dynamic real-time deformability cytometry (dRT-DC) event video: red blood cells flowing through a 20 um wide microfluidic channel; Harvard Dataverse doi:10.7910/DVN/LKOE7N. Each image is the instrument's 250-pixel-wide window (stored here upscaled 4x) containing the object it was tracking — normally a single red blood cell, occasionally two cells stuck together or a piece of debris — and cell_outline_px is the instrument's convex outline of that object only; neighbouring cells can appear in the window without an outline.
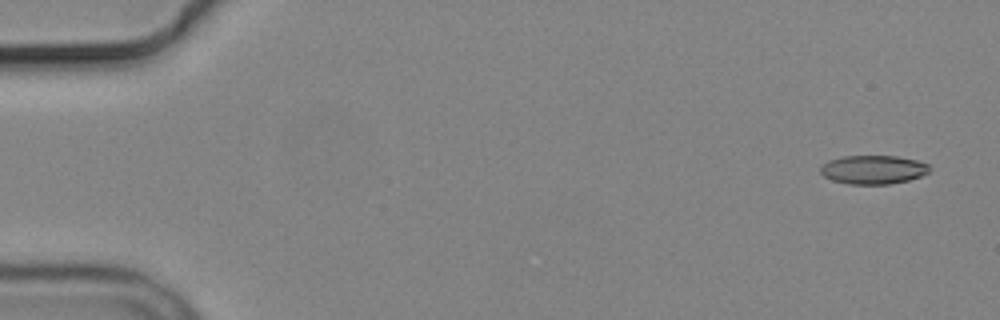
{"species": "common noctule bat (a hibernating species)", "species_latin": "Nyctalus noctula", "temperature_condition": "cold", "stored_images_in_passage": 4, "camera_frame_rate_fps": 3000, "um_per_image_px": 0.085, "animal": {"sex": "male", "body_mass_g": 19.2, "forearm_length_mm": 51.8}, "frame": {"image": 1, "passage_image": 1, "time_ms": 0.0, "image_size_px": [1000, 320], "cell_outline_px": [[928, 172], [920, 176], [908, 180], [888, 184], [848, 184], [832, 180], [824, 176], [820, 172], [820, 168], [828, 160], [844, 156], [896, 156], [916, 160], [928, 164]], "centroid_in_image_um": [74.19, 14.42], "position_along_channel_um": 10.8, "area_um2": 18.09}}
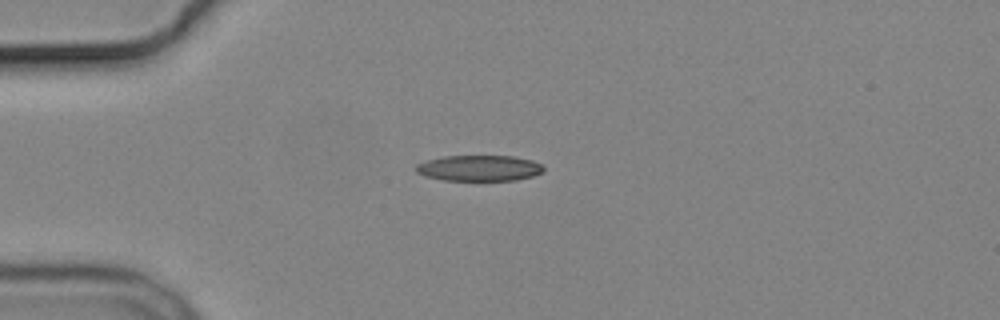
{"frame": {"image": 2, "passage_image": 3, "time_ms": 4.0, "image_size_px": [1000, 320], "cell_outline_px": [[544, 172], [532, 176], [516, 180], [440, 180], [424, 176], [416, 172], [416, 164], [428, 160], [444, 156], [512, 156], [532, 160], [544, 164]], "centroid_in_image_um": [40.75, 14.29], "position_along_channel_um": 44.2, "area_um2": 19.31}}